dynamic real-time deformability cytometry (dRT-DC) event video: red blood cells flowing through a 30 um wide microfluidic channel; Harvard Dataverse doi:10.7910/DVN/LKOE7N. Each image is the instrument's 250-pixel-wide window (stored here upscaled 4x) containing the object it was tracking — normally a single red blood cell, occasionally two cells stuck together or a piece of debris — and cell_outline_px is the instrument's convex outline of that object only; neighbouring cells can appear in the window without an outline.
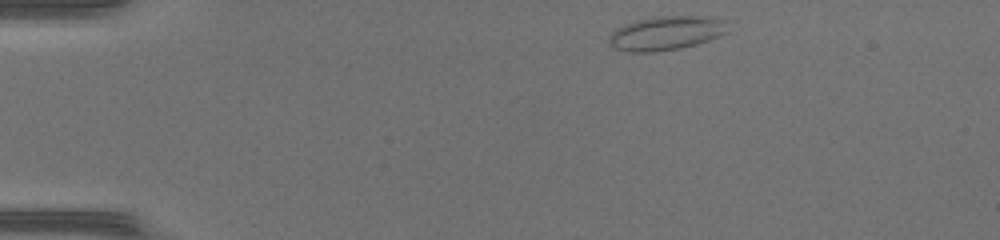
{"species": "common noctule bat (a hibernating species)", "species_latin": "Nyctalus noctula", "temperature_condition": "warm", "stored_images_in_passage": 41, "camera_frame_rate_fps": 3000, "um_per_image_px": 0.085, "animal": {"sex": "female", "body_mass_g": 17.0, "forearm_length_mm": 48.0}, "frame": {"image": 1, "passage_image": 1, "time_ms": 0.0, "image_size_px": [1000, 240], "cell_outline_px": [[728, 32], [720, 36], [696, 44], [680, 48], [652, 52], [624, 52], [608, 44], [608, 36], [616, 28], [624, 24], [636, 20], [656, 16], [700, 16], [720, 20]], "centroid_in_image_um": [56.51, 2.83], "position_along_channel_um": 28.5, "area_um2": 23.35}}
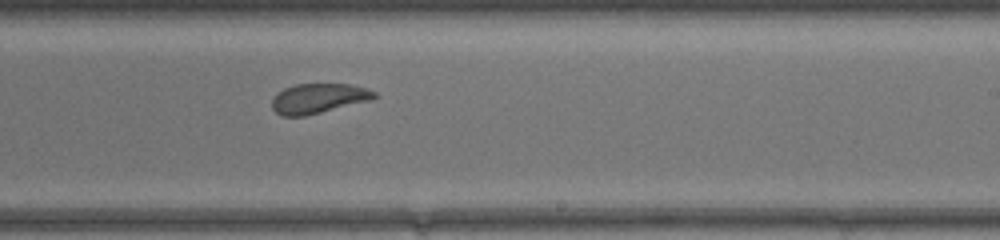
{"frame": {"image": 2, "passage_image": 23, "time_ms": 7.333, "image_size_px": [1000, 240], "cell_outline_px": [[376, 96], [372, 100], [304, 116], [280, 116], [272, 108], [272, 100], [284, 88], [296, 84], [352, 84], [376, 92]], "centroid_in_image_um": [27.07, 8.37], "position_along_channel_um": 261.9, "area_um2": 17.63}}
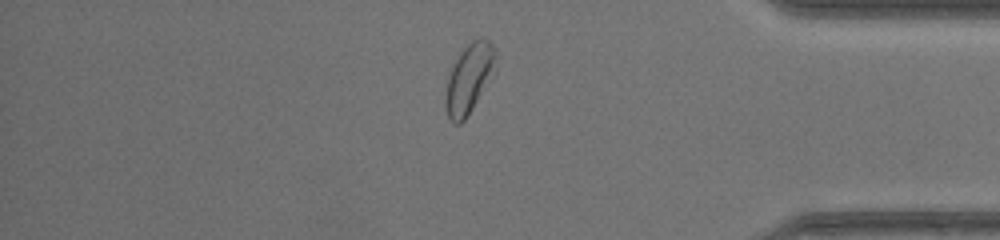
{"frame": {"image": 3, "passage_image": 34, "time_ms": 11.0, "image_size_px": [1000, 240], "cell_outline_px": [[496, 72], [468, 116], [460, 124], [452, 124], [448, 116], [444, 104], [444, 100], [448, 76], [452, 64], [464, 48], [472, 40], [480, 36], [488, 40], [496, 48]], "centroid_in_image_um": [39.89, 6.67], "position_along_channel_um": 395.3, "area_um2": 20.87}, "authors_computed_cell_mechanics": {"area_um2": 19.5942, "velocity_mm_per_s": 4.2783, "shape_relaxation_time_tau1_ms": null, "shape_relaxation_time_tau2_ms": 0.9937, "deformation_change_tau1": null, "deformation_change_tau2": 0.0646}}